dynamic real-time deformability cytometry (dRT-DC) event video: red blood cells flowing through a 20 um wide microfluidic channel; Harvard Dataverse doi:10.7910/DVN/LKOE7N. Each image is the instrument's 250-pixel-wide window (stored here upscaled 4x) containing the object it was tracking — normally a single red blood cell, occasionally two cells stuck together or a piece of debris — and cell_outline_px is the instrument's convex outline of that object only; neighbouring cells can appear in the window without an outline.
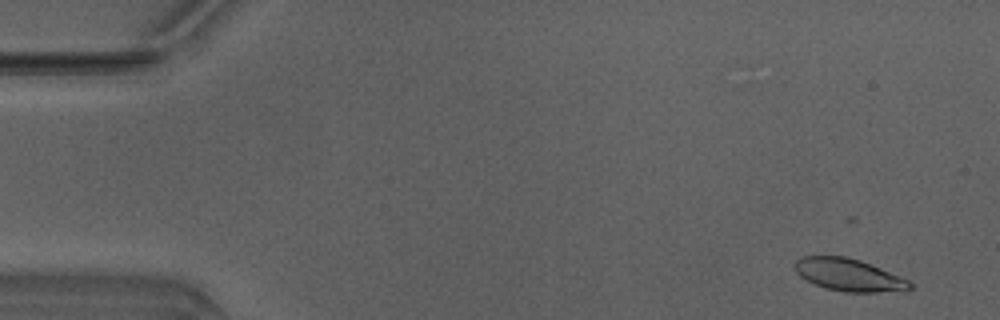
{"species": "Egyptian fruit bat (a non-hibernating species)", "species_latin": "Rousettus aegyptiacus", "temperature_condition": "warm", "stored_images_in_passage": 39, "camera_frame_rate_fps": 3000, "um_per_image_px": 0.085, "animal": {"sex": "male"}, "frame": {"image": 1, "passage_image": 3, "time_ms": 0.667, "image_size_px": [1000, 320], "cell_outline_px": [[912, 288], [904, 292], [844, 292], [824, 288], [800, 276], [796, 272], [792, 264], [800, 256], [848, 256], [860, 260], [880, 268], [908, 280], [912, 284]], "centroid_in_image_um": [72.14, 23.37], "position_along_channel_um": 12.9, "area_um2": 21.91}}
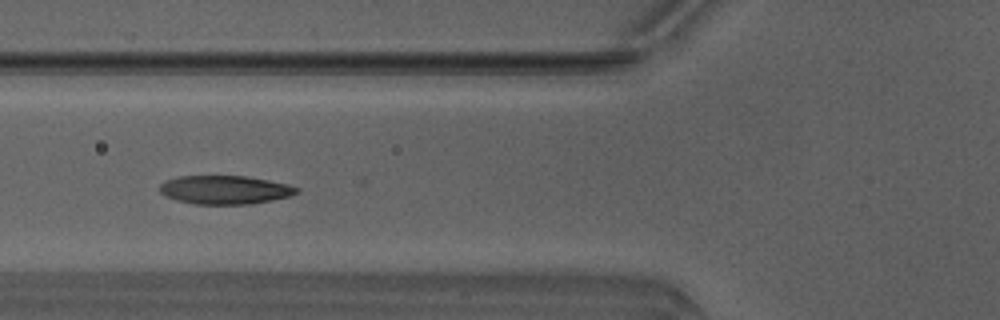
{"frame": {"image": 2, "passage_image": 19, "time_ms": 6.0, "image_size_px": [1000, 320], "cell_outline_px": [[300, 192], [292, 196], [252, 204], [196, 204], [176, 200], [160, 192], [160, 184], [168, 180], [180, 176], [244, 176], [268, 180], [288, 184], [300, 188]], "centroid_in_image_um": [19.18, 16.14], "position_along_channel_um": 106.6, "area_um2": 22.77}}
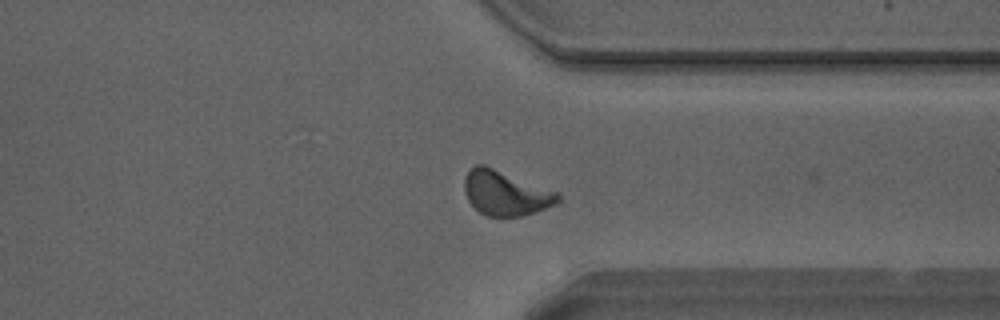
{"frame": {"image": 3, "passage_image": 38, "time_ms": 12.333, "image_size_px": [1000, 320], "cell_outline_px": [[560, 200], [556, 204], [520, 216], [488, 216], [480, 212], [468, 200], [464, 192], [464, 180], [468, 172], [476, 164], [484, 164], [556, 192], [560, 196]], "centroid_in_image_um": [42.93, 16.41], "position_along_channel_um": 368.5, "area_um2": 23.81}}